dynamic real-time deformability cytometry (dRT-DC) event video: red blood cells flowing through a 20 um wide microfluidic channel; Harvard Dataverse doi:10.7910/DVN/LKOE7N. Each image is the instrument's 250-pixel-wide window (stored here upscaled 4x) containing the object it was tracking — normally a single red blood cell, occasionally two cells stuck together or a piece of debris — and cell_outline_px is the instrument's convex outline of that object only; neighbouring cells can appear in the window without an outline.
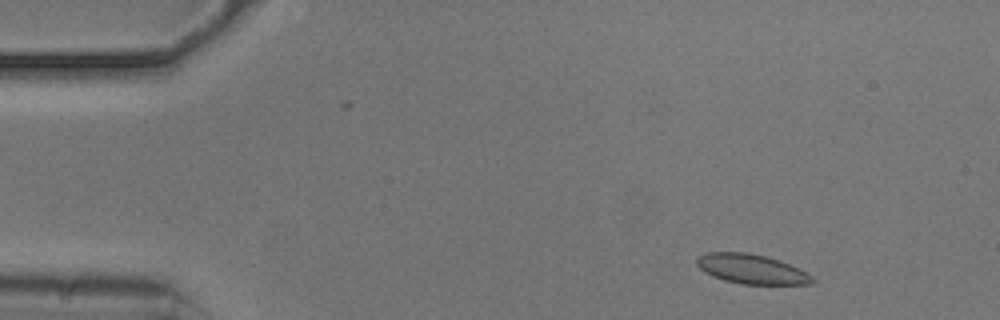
{"species": "common noctule bat (a hibernating species)", "species_latin": "Nyctalus noctula", "temperature_condition": "cold", "stored_images_in_passage": 51, "camera_frame_rate_fps": 3000, "um_per_image_px": 0.085, "animal": {"sex": "male", "body_mass_g": 20.5, "forearm_length_mm": 52.5}, "frame": {"image": 1, "passage_image": 4, "time_ms": 1.0, "image_size_px": [1000, 320], "cell_outline_px": [[816, 280], [812, 284], [740, 284], [724, 280], [712, 276], [704, 272], [696, 264], [696, 256], [704, 252], [744, 252], [764, 256], [788, 264], [812, 276]], "centroid_in_image_um": [63.8, 22.87], "position_along_channel_um": 21.2, "area_um2": 19.77}}
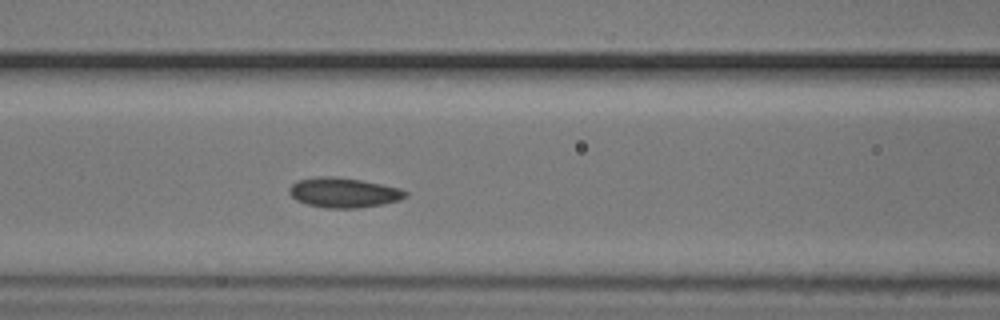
{"frame": {"image": 2, "passage_image": 20, "time_ms": 6.333, "image_size_px": [1000, 320], "cell_outline_px": [[408, 196], [400, 200], [360, 208], [324, 208], [308, 204], [296, 200], [288, 192], [288, 188], [296, 180], [320, 176], [332, 176], [360, 180], [400, 188], [408, 192]], "centroid_in_image_um": [29.19, 16.37], "position_along_channel_um": 137.4, "area_um2": 20.23}}
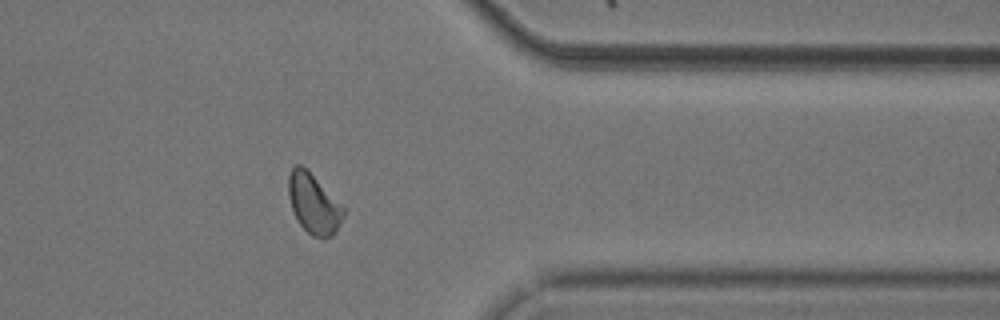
{"frame": {"image": 3, "passage_image": 41, "time_ms": 13.333, "image_size_px": [1000, 320], "cell_outline_px": [[344, 216], [332, 236], [324, 240], [312, 236], [300, 224], [292, 208], [288, 196], [288, 176], [292, 168], [296, 164], [300, 164], [344, 208]], "centroid_in_image_um": [26.64, 17.36], "position_along_channel_um": 384.8, "area_um2": 18.61}, "authors_computed_cell_mechanics": {"area_um2": 19.4208, "velocity_mm_per_s": 3.7095, "shape_relaxation_time_tau1_ms": 6.8964, "shape_relaxation_time_tau2_ms": 9.1417, "deformation_change_tau1": 0.0965, "deformation_change_tau2": 0.0961}}